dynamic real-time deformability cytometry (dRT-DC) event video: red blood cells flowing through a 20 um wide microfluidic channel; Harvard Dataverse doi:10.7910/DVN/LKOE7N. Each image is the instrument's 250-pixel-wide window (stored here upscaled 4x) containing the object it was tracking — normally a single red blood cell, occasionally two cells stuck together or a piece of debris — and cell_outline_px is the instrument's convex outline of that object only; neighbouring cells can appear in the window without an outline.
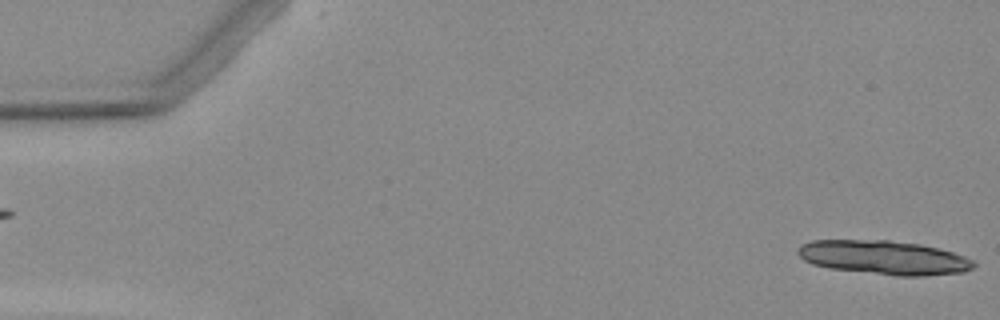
{"species": "Egyptian fruit bat (a non-hibernating species)", "species_latin": "Rousettus aegyptiacus", "temperature_condition": "warm", "stored_images_in_passage": 2, "camera_frame_rate_fps": 3000, "um_per_image_px": 0.085, "animal": {"sex": "female"}, "frame": {"image": 1, "passage_image": 2, "time_ms": 1.333, "image_size_px": [1000, 320], "cell_outline_px": [[976, 264], [972, 268], [964, 272], [924, 276], [896, 276], [828, 268], [812, 264], [804, 260], [796, 252], [800, 244], [812, 240], [888, 240], [920, 244], [952, 252], [964, 256], [972, 260]], "centroid_in_image_um": [75.1, 21.89], "position_along_channel_um": 9.9, "area_um2": 34.91}}